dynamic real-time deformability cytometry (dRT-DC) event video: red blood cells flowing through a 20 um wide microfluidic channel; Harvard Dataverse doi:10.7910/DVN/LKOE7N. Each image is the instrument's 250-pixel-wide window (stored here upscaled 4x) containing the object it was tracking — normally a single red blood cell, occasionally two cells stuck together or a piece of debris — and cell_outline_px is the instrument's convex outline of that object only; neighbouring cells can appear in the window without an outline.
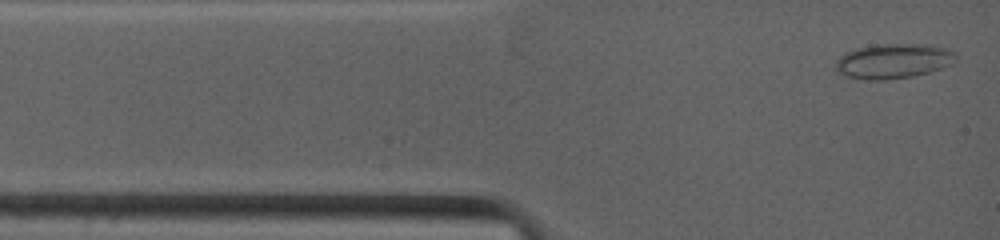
{"species": "common noctule bat (a hibernating species)", "species_latin": "Nyctalus noctula", "temperature_condition": "warm", "stored_images_in_passage": 46, "camera_frame_rate_fps": 4500, "um_per_image_px": 0.085, "animal": {"sex": "female", "body_mass_g": 19.0, "forearm_length_mm": 53.3}, "frame": {"image": 1, "passage_image": 1, "time_ms": 0.0, "image_size_px": [1000, 240], "cell_outline_px": [[956, 60], [952, 64], [928, 72], [912, 76], [884, 80], [864, 80], [844, 76], [836, 68], [836, 60], [844, 52], [856, 48], [884, 44], [928, 44], [948, 48], [956, 52]], "centroid_in_image_um": [75.94, 5.18], "position_along_channel_um": 9.1, "area_um2": 24.51}}
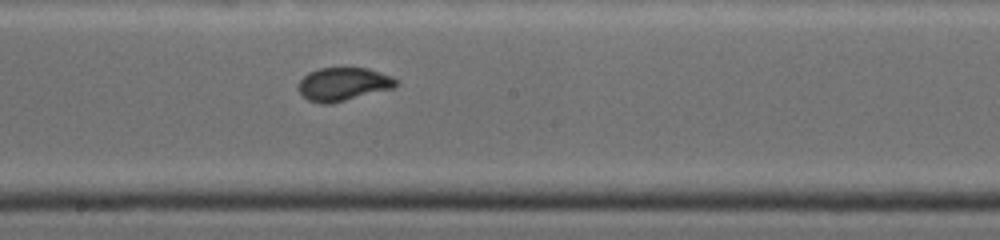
{"frame": {"image": 2, "passage_image": 22, "time_ms": 6.222, "image_size_px": [1000, 240], "cell_outline_px": [[400, 84], [396, 88], [332, 104], [320, 104], [308, 100], [296, 88], [300, 80], [308, 72], [320, 68], [368, 68], [392, 76], [400, 80]], "centroid_in_image_um": [29.23, 7.16], "position_along_channel_um": 219.0, "area_um2": 19.42}}
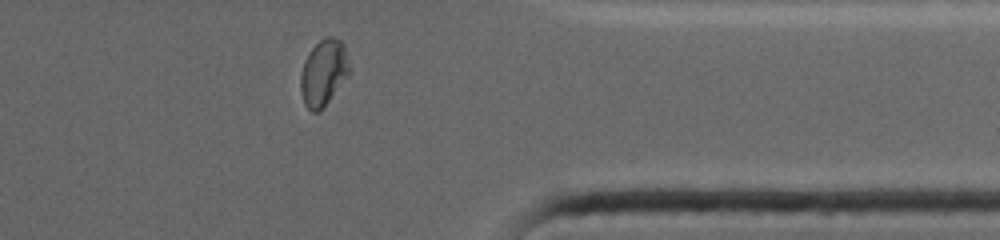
{"frame": {"image": 3, "passage_image": 40, "time_ms": 10.667, "image_size_px": [1000, 240], "cell_outline_px": [[352, 72], [324, 108], [320, 112], [312, 112], [304, 104], [300, 88], [300, 76], [304, 60], [308, 52], [324, 36], [332, 36], [340, 40], [344, 44], [352, 68]], "centroid_in_image_um": [27.54, 6.18], "position_along_channel_um": 383.9, "area_um2": 19.48}}